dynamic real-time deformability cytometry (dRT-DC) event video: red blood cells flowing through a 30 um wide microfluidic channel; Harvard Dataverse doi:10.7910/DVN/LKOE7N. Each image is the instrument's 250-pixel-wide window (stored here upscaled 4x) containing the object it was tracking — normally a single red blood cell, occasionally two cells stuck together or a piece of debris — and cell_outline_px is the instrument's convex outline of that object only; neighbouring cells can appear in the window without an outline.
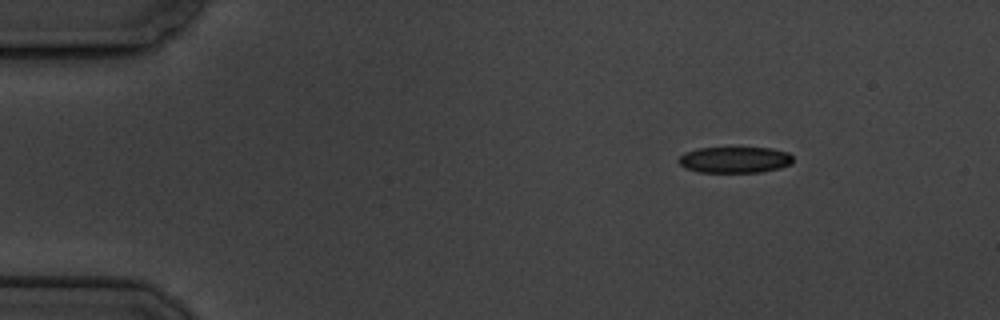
{"species": "common noctule bat (a hibernating species)", "species_latin": "Nyctalus noctula", "temperature_condition": "cold", "stored_images_in_passage": 5, "camera_frame_rate_fps": 3000, "um_per_image_px": 0.085, "animal": {"sex": "male", "body_mass_g": 19.5, "forearm_length_mm": 54.6}, "frame": {"image": 1, "passage_image": 1, "time_ms": 0.0, "image_size_px": [1000, 320], "cell_outline_px": [[792, 164], [780, 168], [760, 172], [700, 172], [684, 168], [680, 164], [680, 156], [684, 152], [696, 148], [772, 148], [788, 152], [792, 156]], "centroid_in_image_um": [62.47, 13.58], "position_along_channel_um": 22.5, "area_um2": 17.46}}
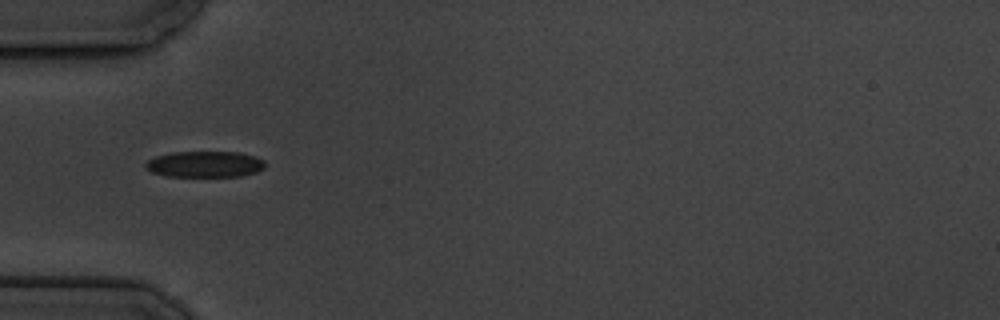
{"frame": {"image": 2, "passage_image": 4, "time_ms": 3.667, "image_size_px": [1000, 320], "cell_outline_px": [[264, 168], [256, 172], [240, 176], [164, 176], [152, 172], [144, 168], [144, 164], [148, 160], [156, 156], [172, 152], [240, 152], [256, 156], [264, 160]], "centroid_in_image_um": [17.4, 13.95], "position_along_channel_um": 67.6, "area_um2": 18.26}}
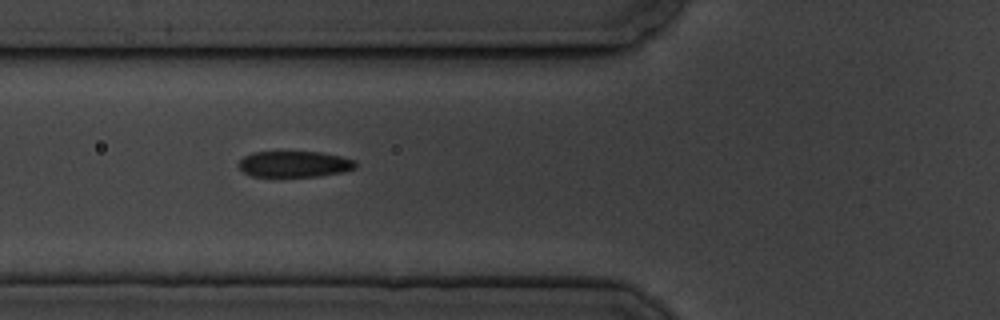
{"frame": {"image": 3, "passage_image": 5, "time_ms": 4.667, "image_size_px": [1000, 320], "cell_outline_px": [[356, 168], [344, 172], [320, 176], [252, 176], [244, 172], [236, 164], [244, 156], [252, 152], [324, 152], [356, 160]], "centroid_in_image_um": [25.05, 13.94], "position_along_channel_um": 100.8, "area_um2": 17.86}}